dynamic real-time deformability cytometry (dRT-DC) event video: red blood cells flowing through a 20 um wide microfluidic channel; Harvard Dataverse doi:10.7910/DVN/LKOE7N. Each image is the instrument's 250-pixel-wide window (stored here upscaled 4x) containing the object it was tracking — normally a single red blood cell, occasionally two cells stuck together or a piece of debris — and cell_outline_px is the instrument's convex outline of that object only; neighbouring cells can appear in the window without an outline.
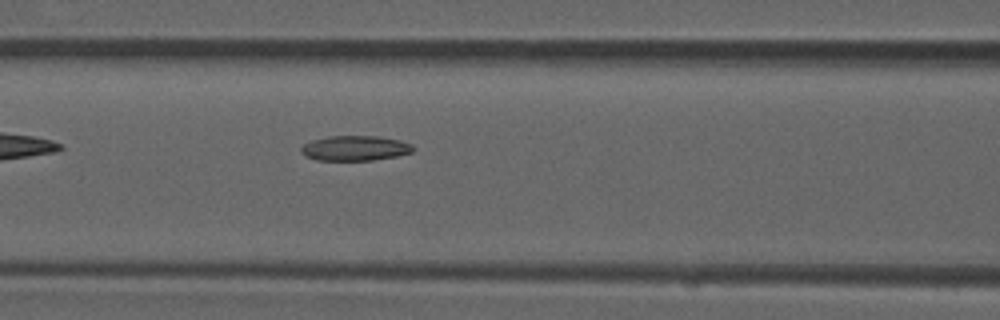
{"species": "common noctule bat (a hibernating species)", "species_latin": "Nyctalus noctula", "temperature_condition": "room temperature", "stored_images_in_passage": 3, "camera_frame_rate_fps": 3000, "um_per_image_px": 0.085, "animal": {"sex": "male", "forearm_length_mm": 52.5}, "frame": {"image": 1, "passage_image": 3, "time_ms": 0.667, "image_size_px": [1000, 320], "cell_outline_px": [[416, 148], [412, 152], [396, 156], [372, 160], [316, 160], [304, 156], [300, 152], [300, 148], [304, 144], [312, 140], [328, 136], [380, 136], [400, 140], [412, 144]], "centroid_in_image_um": [30.18, 12.59], "position_along_channel_um": 136.4, "area_um2": 16.47}}